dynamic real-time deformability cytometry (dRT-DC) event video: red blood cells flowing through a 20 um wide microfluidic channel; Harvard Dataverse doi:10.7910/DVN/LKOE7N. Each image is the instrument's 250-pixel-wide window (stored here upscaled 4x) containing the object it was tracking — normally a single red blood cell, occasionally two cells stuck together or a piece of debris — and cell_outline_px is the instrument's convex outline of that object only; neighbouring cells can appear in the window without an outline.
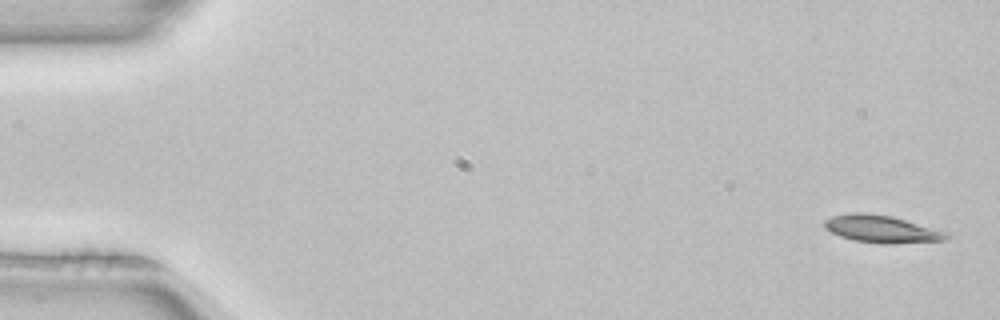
{"species": "common noctule bat (a hibernating species)", "species_latin": "Nyctalus noctula", "temperature_condition": "room temperature", "stored_images_in_passage": 4, "camera_frame_rate_fps": 3000, "um_per_image_px": 0.085, "animal": {"sex": "female", "body_mass_g": 22.7, "forearm_length_mm": 54.2}, "frame": {"image": 1, "passage_image": 1, "time_ms": 0.0, "image_size_px": [1000, 320], "cell_outline_px": [[952, 236], [944, 240], [852, 240], [840, 236], [824, 228], [824, 220], [832, 216], [852, 212], [868, 212], [892, 216], [952, 232]], "centroid_in_image_um": [74.92, 19.38], "position_along_channel_um": 10.1, "area_um2": 18.5}}
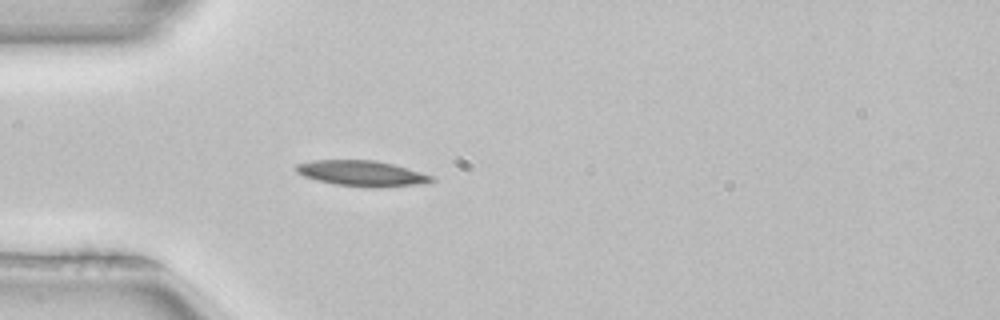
{"frame": {"image": 2, "passage_image": 4, "time_ms": 1.0, "image_size_px": [1000, 320], "cell_outline_px": [[436, 180], [416, 184], [376, 188], [368, 188], [336, 184], [316, 180], [304, 176], [296, 172], [296, 164], [312, 160], [376, 160], [392, 164], [432, 176]], "centroid_in_image_um": [30.7, 14.74], "position_along_channel_um": 54.3, "area_um2": 20.0}}